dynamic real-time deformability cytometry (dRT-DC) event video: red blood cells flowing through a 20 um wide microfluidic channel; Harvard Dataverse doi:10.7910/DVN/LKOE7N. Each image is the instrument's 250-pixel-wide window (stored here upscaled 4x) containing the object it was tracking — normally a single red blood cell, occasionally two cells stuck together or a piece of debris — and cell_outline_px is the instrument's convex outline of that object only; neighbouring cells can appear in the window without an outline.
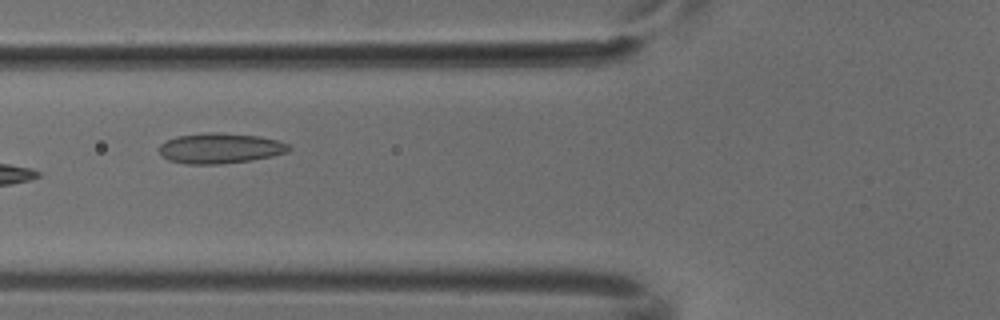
{"species": "common noctule bat (a hibernating species)", "species_latin": "Nyctalus noctula", "temperature_condition": "cold", "stored_images_in_passage": 7, "camera_frame_rate_fps": 3000, "um_per_image_px": 0.085, "animal": {"sex": "male", "body_mass_g": 18.8}, "frame": {"image": 1, "passage_image": 6, "time_ms": 1.667, "image_size_px": [1000, 320], "cell_outline_px": [[292, 148], [288, 152], [272, 156], [252, 160], [220, 164], [184, 164], [168, 160], [160, 152], [160, 144], [176, 136], [208, 132], [220, 132], [260, 136], [276, 140], [288, 144]], "centroid_in_image_um": [18.73, 12.6], "position_along_channel_um": 107.1, "area_um2": 23.0}}
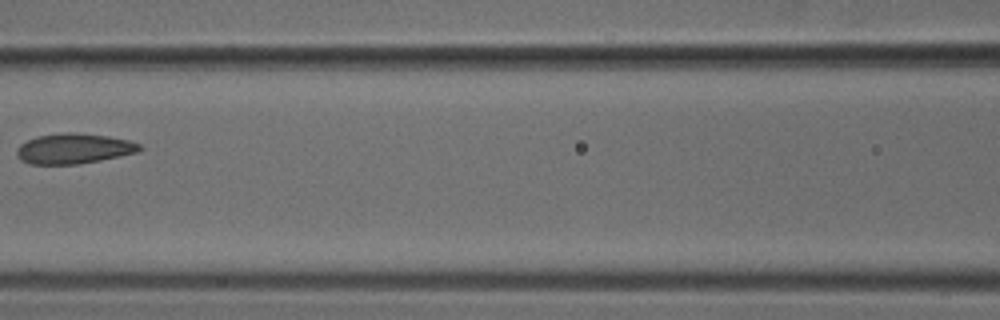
{"frame": {"image": 2, "passage_image": 7, "time_ms": 2.0, "image_size_px": [1000, 320], "cell_outline_px": [[144, 148], [136, 152], [120, 156], [100, 160], [76, 164], [32, 164], [20, 160], [16, 152], [16, 148], [20, 144], [36, 136], [64, 132], [76, 132], [108, 136], [128, 140], [140, 144]], "centroid_in_image_um": [6.26, 12.62], "position_along_channel_um": 160.3, "area_um2": 21.68}}